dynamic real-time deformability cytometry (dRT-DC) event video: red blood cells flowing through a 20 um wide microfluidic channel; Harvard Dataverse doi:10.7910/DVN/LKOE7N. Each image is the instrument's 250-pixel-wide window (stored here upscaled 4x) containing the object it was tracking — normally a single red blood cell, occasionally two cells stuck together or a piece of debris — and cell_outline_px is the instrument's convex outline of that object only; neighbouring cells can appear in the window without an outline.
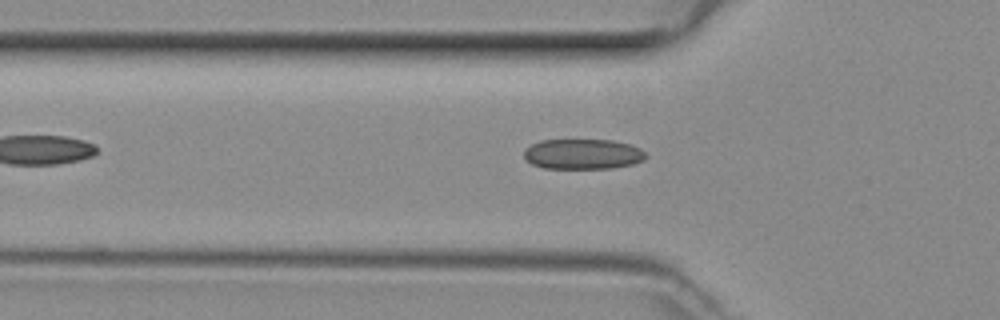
{"species": "common noctule bat (a hibernating species)", "species_latin": "Nyctalus noctula", "temperature_condition": "room temperature", "stored_images_in_passage": 40, "camera_frame_rate_fps": 3000, "um_per_image_px": 0.085, "animal": {"sex": "female", "body_mass_g": 29.2, "forearm_length_mm": 56.3}, "frame": {"image": 1, "passage_image": 10, "time_ms": 3.0, "image_size_px": [1000, 320], "cell_outline_px": [[648, 156], [644, 160], [632, 164], [612, 168], [544, 168], [532, 164], [524, 156], [524, 148], [540, 140], [612, 140], [628, 144], [640, 148]], "centroid_in_image_um": [49.54, 13.09], "position_along_channel_um": 76.3, "area_um2": 21.44}}
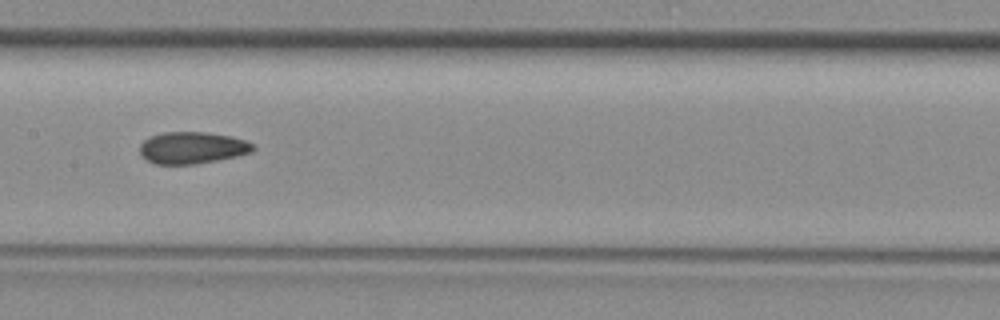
{"frame": {"image": 2, "passage_image": 18, "time_ms": 5.667, "image_size_px": [1000, 320], "cell_outline_px": [[256, 148], [252, 152], [236, 156], [216, 160], [192, 164], [156, 164], [148, 160], [140, 152], [140, 144], [144, 140], [152, 136], [164, 132], [204, 132], [232, 136], [256, 144]], "centroid_in_image_um": [16.38, 12.55], "position_along_channel_um": 191.0, "area_um2": 20.87}}
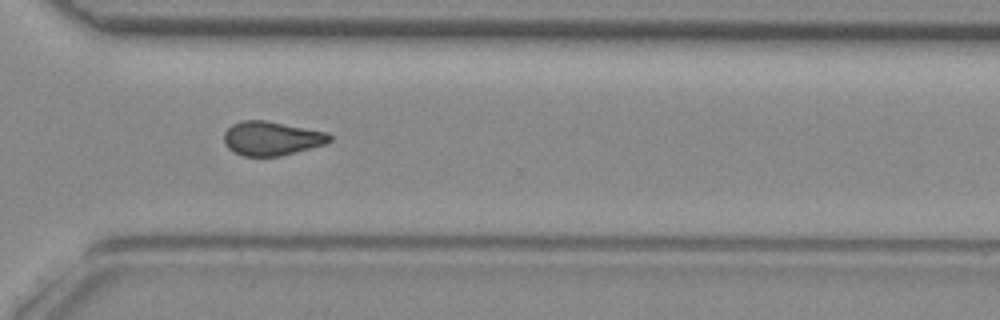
{"frame": {"image": 3, "passage_image": 29, "time_ms": 9.333, "image_size_px": [1000, 320], "cell_outline_px": [[332, 140], [324, 144], [280, 156], [244, 156], [228, 148], [224, 144], [224, 132], [232, 124], [244, 120], [264, 120], [328, 132], [332, 136]], "centroid_in_image_um": [23.08, 11.75], "position_along_channel_um": 347.5, "area_um2": 20.81}}